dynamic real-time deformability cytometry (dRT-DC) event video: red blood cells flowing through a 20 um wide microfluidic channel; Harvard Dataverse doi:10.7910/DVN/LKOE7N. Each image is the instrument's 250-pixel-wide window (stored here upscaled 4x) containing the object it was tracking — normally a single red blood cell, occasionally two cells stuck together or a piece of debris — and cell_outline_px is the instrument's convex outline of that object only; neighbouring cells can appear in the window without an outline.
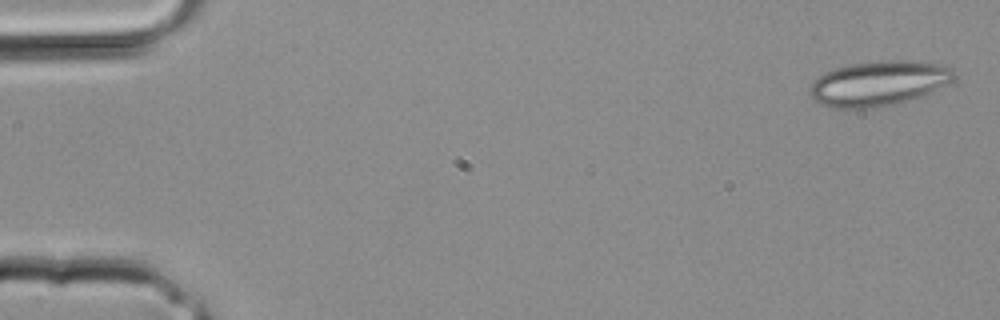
{"species": "common noctule bat (a hibernating species)", "species_latin": "Nyctalus noctula", "temperature_condition": "room temperature", "stored_images_in_passage": 32, "camera_frame_rate_fps": 3000, "um_per_image_px": 0.085, "animal": {"sex": "male", "body_mass_g": 20.4}, "frame": {"image": 1, "passage_image": 1, "time_ms": 0.0, "image_size_px": [1000, 320], "cell_outline_px": [[956, 76], [952, 80], [932, 92], [908, 100], [876, 108], [836, 108], [820, 104], [812, 96], [812, 84], [824, 72], [832, 68], [848, 64], [880, 60], [920, 60], [940, 64], [952, 68]], "centroid_in_image_um": [74.72, 7.06], "position_along_channel_um": 10.3, "area_um2": 37.74}}
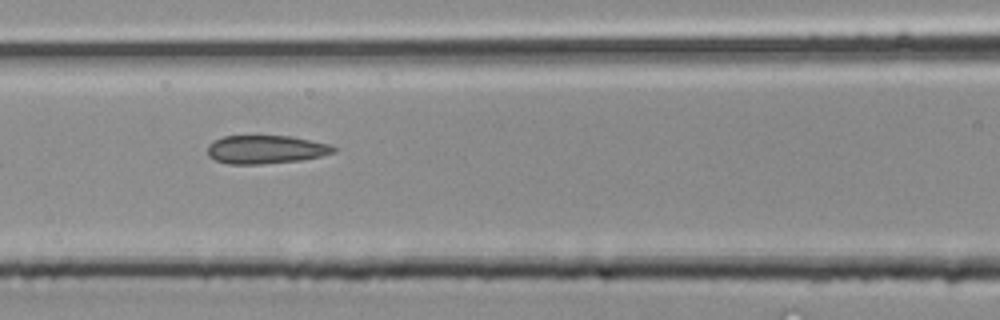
{"frame": {"image": 2, "passage_image": 14, "time_ms": 4.333, "image_size_px": [1000, 320], "cell_outline_px": [[336, 152], [320, 156], [300, 160], [260, 164], [228, 164], [216, 160], [208, 156], [208, 144], [212, 140], [224, 136], [288, 136], [332, 144], [336, 148]], "centroid_in_image_um": [22.58, 12.7], "position_along_channel_um": 144.0, "area_um2": 20.87}}
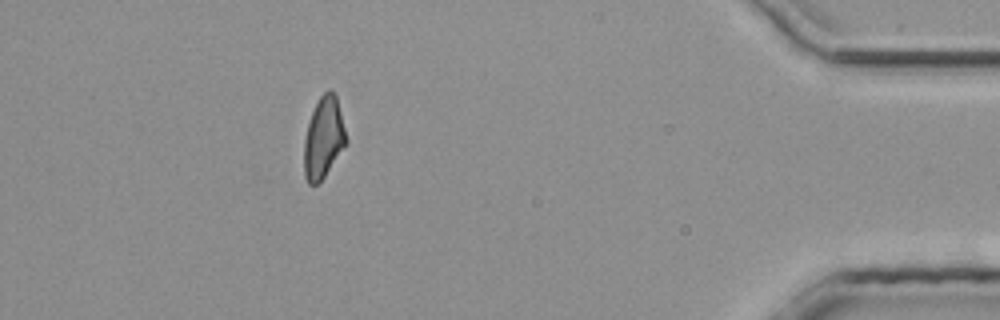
{"frame": {"image": 3, "passage_image": 29, "time_ms": 9.333, "image_size_px": [1000, 320], "cell_outline_px": [[348, 144], [324, 176], [316, 184], [308, 184], [304, 176], [304, 140], [308, 124], [312, 112], [320, 96], [328, 88], [336, 96], [348, 140]], "centroid_in_image_um": [27.51, 11.73], "position_along_channel_um": 407.7, "area_um2": 19.88}}